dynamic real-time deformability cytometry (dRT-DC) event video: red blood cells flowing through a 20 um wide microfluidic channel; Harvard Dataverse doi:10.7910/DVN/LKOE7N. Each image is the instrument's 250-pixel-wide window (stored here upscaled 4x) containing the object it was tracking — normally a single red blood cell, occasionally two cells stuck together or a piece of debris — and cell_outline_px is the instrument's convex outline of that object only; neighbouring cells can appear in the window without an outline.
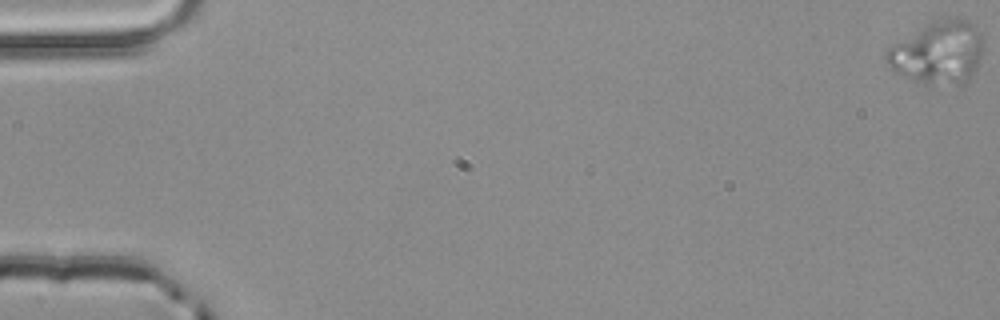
{"species": "common noctule bat (a hibernating species)", "species_latin": "Nyctalus noctula", "temperature_condition": "room temperature", "stored_images_in_passage": 5, "camera_frame_rate_fps": 3000, "um_per_image_px": 0.085, "animal": {"sex": "male", "body_mass_g": 20.4}, "frame": {"image": 1, "passage_image": 1, "time_ms": 0.0, "image_size_px": [1000, 320], "cell_outline_px": [[984, 44], [980, 64], [972, 76], [964, 84], [928, 88], [916, 84], [896, 72], [884, 60], [884, 52], [888, 48], [924, 24], [940, 16], [960, 16], [976, 24], [984, 40]], "centroid_in_image_um": [79.77, 4.48], "position_along_channel_um": 5.2, "area_um2": 37.45}}
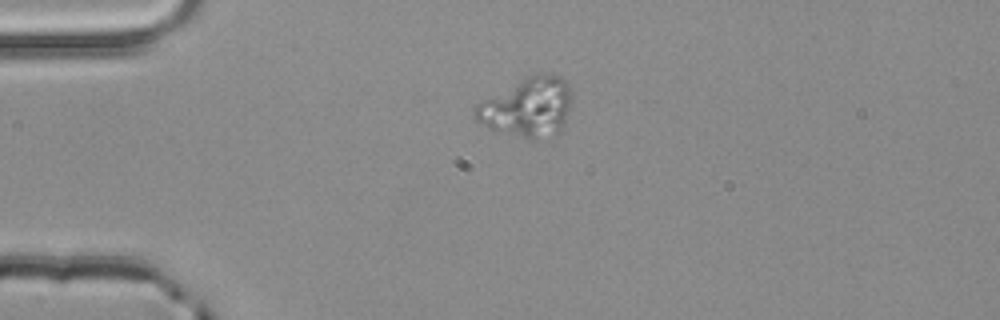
{"frame": {"image": 2, "passage_image": 4, "time_ms": 1.0, "image_size_px": [1000, 320], "cell_outline_px": [[572, 104], [564, 128], [556, 136], [532, 140], [528, 140], [488, 128], [476, 120], [472, 116], [472, 112], [476, 104], [524, 76], [536, 72], [544, 72], [560, 76], [568, 84], [572, 96]], "centroid_in_image_um": [44.87, 9.12], "position_along_channel_um": 40.1, "area_um2": 34.51}}
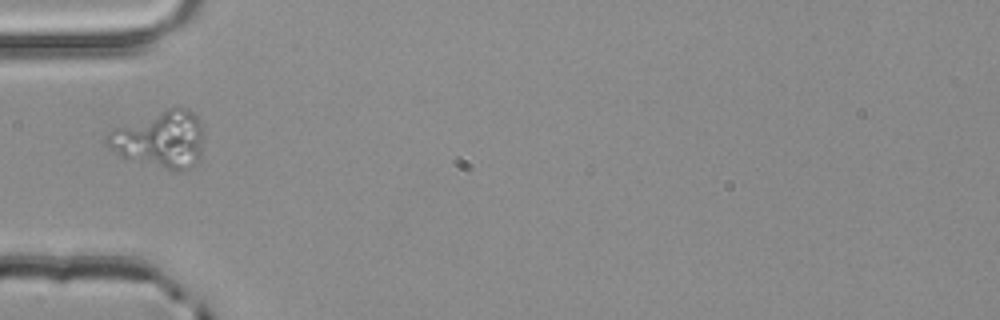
{"frame": {"image": 3, "passage_image": 5, "time_ms": 1.333, "image_size_px": [1000, 320], "cell_outline_px": [[204, 132], [200, 152], [196, 160], [184, 172], [176, 172], [128, 160], [120, 156], [108, 148], [104, 144], [104, 136], [116, 128], [168, 108], [184, 108], [196, 112], [204, 124]], "centroid_in_image_um": [13.63, 11.87], "position_along_channel_um": 71.4, "area_um2": 32.43}}